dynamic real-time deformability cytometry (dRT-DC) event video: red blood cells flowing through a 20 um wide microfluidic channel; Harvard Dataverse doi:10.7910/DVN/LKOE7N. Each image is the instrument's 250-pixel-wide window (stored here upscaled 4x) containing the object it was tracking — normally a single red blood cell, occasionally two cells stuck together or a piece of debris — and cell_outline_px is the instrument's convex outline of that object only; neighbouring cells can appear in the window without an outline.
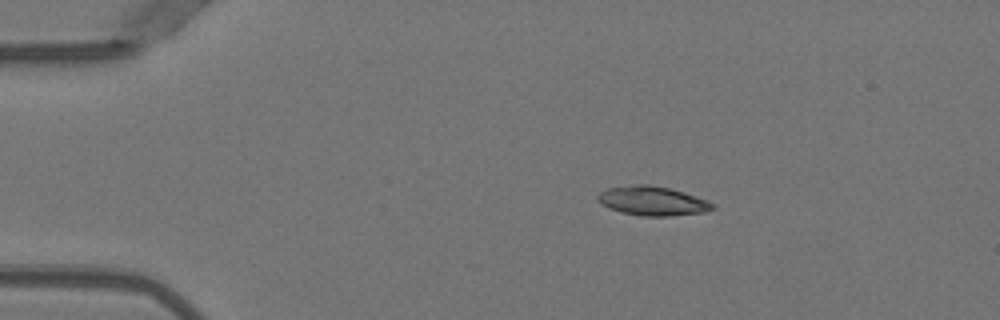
{"species": "Egyptian fruit bat (a non-hibernating species)", "species_latin": "Rousettus aegyptiacus", "temperature_condition": "warm", "stored_images_in_passage": 42, "camera_frame_rate_fps": 3000, "um_per_image_px": 0.085, "animal": {"sex": "female"}, "frame": {"image": 1, "passage_image": 1, "time_ms": 0.0, "image_size_px": [1000, 320], "cell_outline_px": [[716, 208], [704, 212], [668, 216], [640, 216], [620, 212], [596, 200], [596, 196], [600, 192], [608, 188], [632, 184], [648, 184], [668, 188], [684, 192], [708, 200], [716, 204]], "centroid_in_image_um": [55.49, 17.07], "position_along_channel_um": 29.5, "area_um2": 19.59}}
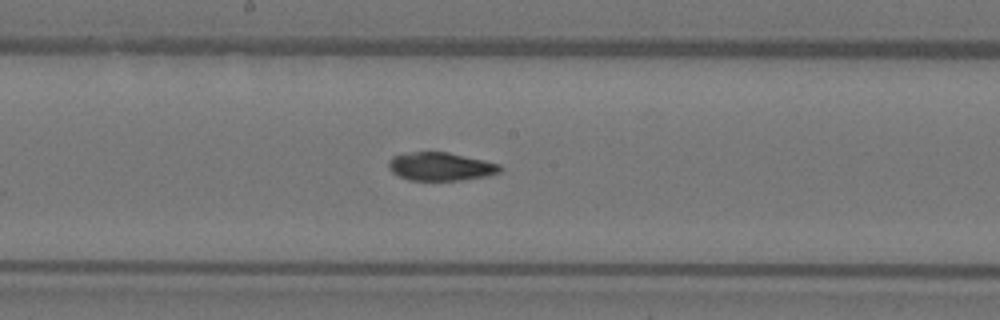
{"frame": {"image": 2, "passage_image": 19, "time_ms": 6.0, "image_size_px": [1000, 320], "cell_outline_px": [[504, 168], [500, 172], [488, 176], [460, 180], [408, 180], [392, 172], [388, 168], [388, 160], [392, 156], [412, 152], [448, 152], [484, 160], [500, 164]], "centroid_in_image_um": [37.47, 14.15], "position_along_channel_um": 210.7, "area_um2": 18.44}}
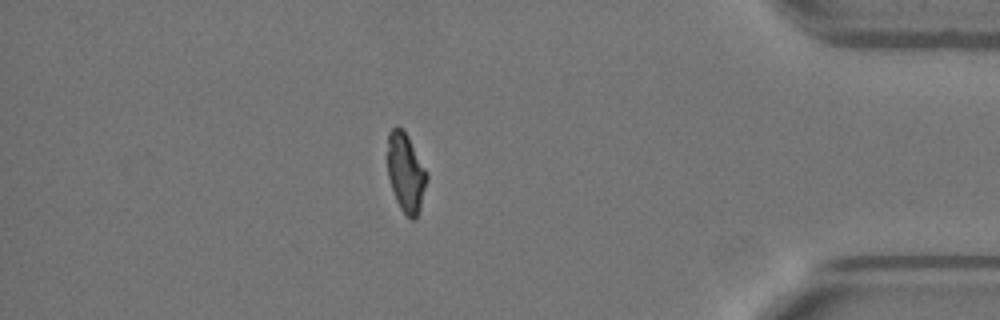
{"frame": {"image": 3, "passage_image": 36, "time_ms": 11.667, "image_size_px": [1000, 320], "cell_outline_px": [[428, 180], [420, 208], [416, 220], [412, 220], [400, 208], [396, 200], [388, 176], [388, 132], [396, 124], [408, 136], [428, 172]], "centroid_in_image_um": [34.51, 14.67], "position_along_channel_um": 400.7, "area_um2": 18.15}, "authors_computed_cell_mechanics": {"area_um2": 19.1318, "velocity_mm_per_s": 4.0016, "shape_relaxation_time_tau1_ms": null, "shape_relaxation_time_tau2_ms": 2.1046, "deformation_change_tau1": null, "deformation_change_tau2": 0.0749}}